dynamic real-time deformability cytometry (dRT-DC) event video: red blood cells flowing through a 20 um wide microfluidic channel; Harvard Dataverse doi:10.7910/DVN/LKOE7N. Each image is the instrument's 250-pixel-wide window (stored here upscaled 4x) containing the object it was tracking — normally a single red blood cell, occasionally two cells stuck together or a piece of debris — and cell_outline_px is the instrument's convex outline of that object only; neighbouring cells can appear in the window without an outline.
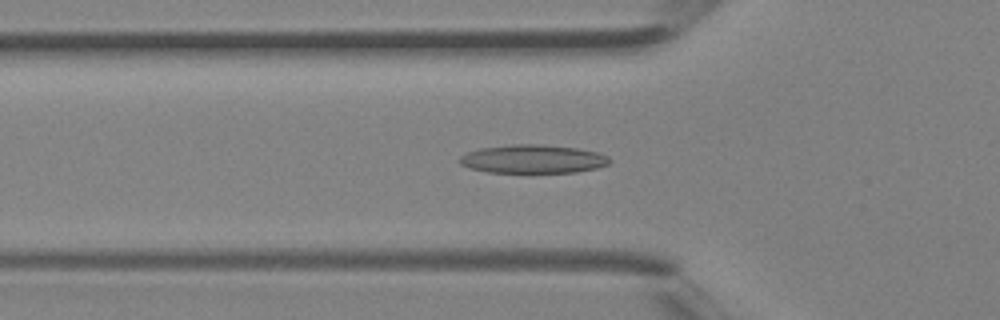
{"species": "Egyptian fruit bat (a non-hibernating species)", "species_latin": "Rousettus aegyptiacus", "temperature_condition": "room temperature", "stored_images_in_passage": 35, "camera_frame_rate_fps": 3000, "um_per_image_px": 0.085, "animal": {"sex": "female"}, "frame": {"image": 1, "passage_image": 9, "time_ms": 2.667, "image_size_px": [1000, 320], "cell_outline_px": [[612, 160], [608, 164], [596, 168], [576, 172], [488, 172], [472, 168], [460, 164], [460, 156], [468, 152], [480, 148], [512, 144], [544, 144], [576, 148], [596, 152], [608, 156]], "centroid_in_image_um": [45.32, 13.51], "position_along_channel_um": 80.5, "area_um2": 24.74}}
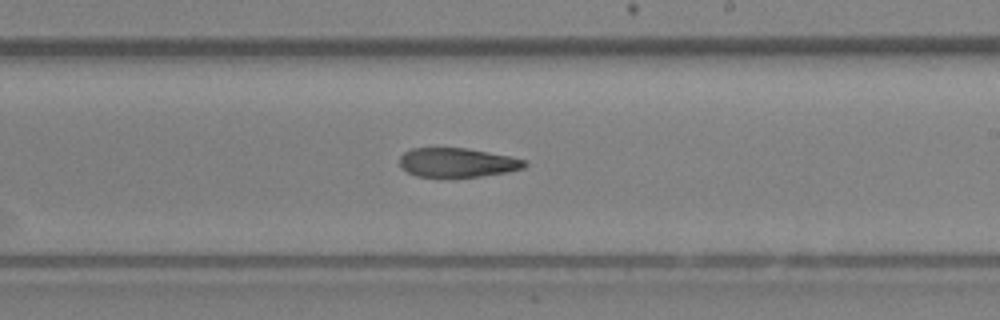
{"frame": {"image": 2, "passage_image": 19, "time_ms": 6.0, "image_size_px": [1000, 320], "cell_outline_px": [[528, 164], [524, 168], [508, 172], [480, 176], [416, 176], [408, 172], [400, 164], [400, 156], [404, 152], [412, 148], [468, 148], [508, 156], [524, 160]], "centroid_in_image_um": [38.88, 13.8], "position_along_channel_um": 250.1, "area_um2": 20.92}}
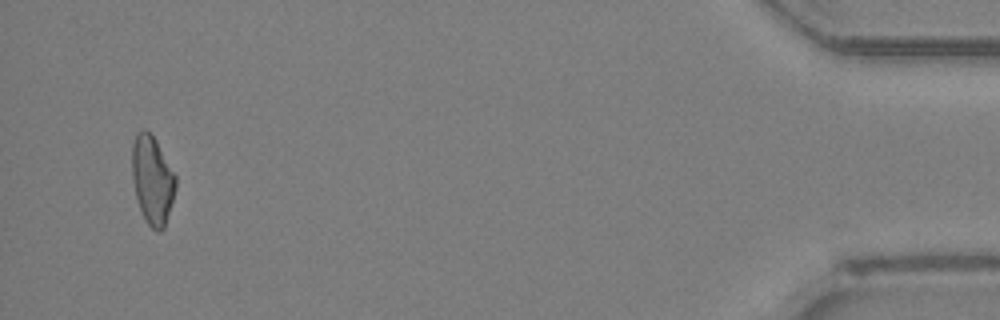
{"frame": {"image": 3, "passage_image": 34, "time_ms": 11.0, "image_size_px": [1000, 320], "cell_outline_px": [[176, 188], [164, 228], [160, 232], [156, 232], [144, 220], [136, 196], [132, 180], [132, 144], [136, 132], [144, 128], [156, 140], [176, 176]], "centroid_in_image_um": [12.94, 15.3], "position_along_channel_um": 422.3, "area_um2": 22.48}}